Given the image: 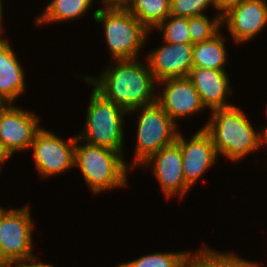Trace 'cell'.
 <instances>
[{
  "mask_svg": "<svg viewBox=\"0 0 267 267\" xmlns=\"http://www.w3.org/2000/svg\"><path fill=\"white\" fill-rule=\"evenodd\" d=\"M114 66L96 78L85 77L103 97L131 111L135 108L152 104L157 101L154 94L155 82L148 62L146 65L135 59L115 60ZM156 95V96H155Z\"/></svg>",
  "mask_w": 267,
  "mask_h": 267,
  "instance_id": "1",
  "label": "cell"
},
{
  "mask_svg": "<svg viewBox=\"0 0 267 267\" xmlns=\"http://www.w3.org/2000/svg\"><path fill=\"white\" fill-rule=\"evenodd\" d=\"M210 121L202 127L212 138L217 154L238 161L261 147L257 133L244 112L237 106L211 110Z\"/></svg>",
  "mask_w": 267,
  "mask_h": 267,
  "instance_id": "2",
  "label": "cell"
},
{
  "mask_svg": "<svg viewBox=\"0 0 267 267\" xmlns=\"http://www.w3.org/2000/svg\"><path fill=\"white\" fill-rule=\"evenodd\" d=\"M119 151L90 144L79 145L76 138L74 166H78L94 194L127 185V164Z\"/></svg>",
  "mask_w": 267,
  "mask_h": 267,
  "instance_id": "3",
  "label": "cell"
},
{
  "mask_svg": "<svg viewBox=\"0 0 267 267\" xmlns=\"http://www.w3.org/2000/svg\"><path fill=\"white\" fill-rule=\"evenodd\" d=\"M126 113L113 101L93 89L87 110L84 131L77 138L87 144L103 146L123 153V118Z\"/></svg>",
  "mask_w": 267,
  "mask_h": 267,
  "instance_id": "4",
  "label": "cell"
},
{
  "mask_svg": "<svg viewBox=\"0 0 267 267\" xmlns=\"http://www.w3.org/2000/svg\"><path fill=\"white\" fill-rule=\"evenodd\" d=\"M93 17L104 24L109 53L115 60L138 57L150 31L133 14L127 9L101 8Z\"/></svg>",
  "mask_w": 267,
  "mask_h": 267,
  "instance_id": "5",
  "label": "cell"
},
{
  "mask_svg": "<svg viewBox=\"0 0 267 267\" xmlns=\"http://www.w3.org/2000/svg\"><path fill=\"white\" fill-rule=\"evenodd\" d=\"M135 110L141 113L137 120V144L131 168L142 165L160 149L173 144L178 134L176 123L157 101L135 108L129 113Z\"/></svg>",
  "mask_w": 267,
  "mask_h": 267,
  "instance_id": "6",
  "label": "cell"
},
{
  "mask_svg": "<svg viewBox=\"0 0 267 267\" xmlns=\"http://www.w3.org/2000/svg\"><path fill=\"white\" fill-rule=\"evenodd\" d=\"M30 207L5 210L0 214V246L8 260H28L32 254L33 219Z\"/></svg>",
  "mask_w": 267,
  "mask_h": 267,
  "instance_id": "7",
  "label": "cell"
},
{
  "mask_svg": "<svg viewBox=\"0 0 267 267\" xmlns=\"http://www.w3.org/2000/svg\"><path fill=\"white\" fill-rule=\"evenodd\" d=\"M76 138L73 137L65 142L43 128L37 132L30 148L33 149V158L40 176H53L75 168Z\"/></svg>",
  "mask_w": 267,
  "mask_h": 267,
  "instance_id": "8",
  "label": "cell"
},
{
  "mask_svg": "<svg viewBox=\"0 0 267 267\" xmlns=\"http://www.w3.org/2000/svg\"><path fill=\"white\" fill-rule=\"evenodd\" d=\"M38 116L12 103L0 106V142L11 155L28 150L41 129Z\"/></svg>",
  "mask_w": 267,
  "mask_h": 267,
  "instance_id": "9",
  "label": "cell"
},
{
  "mask_svg": "<svg viewBox=\"0 0 267 267\" xmlns=\"http://www.w3.org/2000/svg\"><path fill=\"white\" fill-rule=\"evenodd\" d=\"M143 167L153 168V174L158 179L166 198L178 194L180 198L190 189L186 183L182 170V151L175 141L173 144L163 147L153 154L143 164Z\"/></svg>",
  "mask_w": 267,
  "mask_h": 267,
  "instance_id": "10",
  "label": "cell"
},
{
  "mask_svg": "<svg viewBox=\"0 0 267 267\" xmlns=\"http://www.w3.org/2000/svg\"><path fill=\"white\" fill-rule=\"evenodd\" d=\"M176 142L182 151L184 179L192 187L205 171L215 164L218 154L211 136L202 128L189 141L178 132Z\"/></svg>",
  "mask_w": 267,
  "mask_h": 267,
  "instance_id": "11",
  "label": "cell"
},
{
  "mask_svg": "<svg viewBox=\"0 0 267 267\" xmlns=\"http://www.w3.org/2000/svg\"><path fill=\"white\" fill-rule=\"evenodd\" d=\"M222 23L227 25L235 42H247L267 26V3L265 0H243L222 14Z\"/></svg>",
  "mask_w": 267,
  "mask_h": 267,
  "instance_id": "12",
  "label": "cell"
},
{
  "mask_svg": "<svg viewBox=\"0 0 267 267\" xmlns=\"http://www.w3.org/2000/svg\"><path fill=\"white\" fill-rule=\"evenodd\" d=\"M192 43H166L149 52L147 62L157 82L169 78L188 77L193 67Z\"/></svg>",
  "mask_w": 267,
  "mask_h": 267,
  "instance_id": "13",
  "label": "cell"
},
{
  "mask_svg": "<svg viewBox=\"0 0 267 267\" xmlns=\"http://www.w3.org/2000/svg\"><path fill=\"white\" fill-rule=\"evenodd\" d=\"M161 82L165 87L161 95H157V102L174 122L177 118L191 116L205 108L188 77L169 78L158 83Z\"/></svg>",
  "mask_w": 267,
  "mask_h": 267,
  "instance_id": "14",
  "label": "cell"
},
{
  "mask_svg": "<svg viewBox=\"0 0 267 267\" xmlns=\"http://www.w3.org/2000/svg\"><path fill=\"white\" fill-rule=\"evenodd\" d=\"M188 78L197 90L202 104L211 110L233 106L226 101L232 94L229 77L225 70L192 67Z\"/></svg>",
  "mask_w": 267,
  "mask_h": 267,
  "instance_id": "15",
  "label": "cell"
},
{
  "mask_svg": "<svg viewBox=\"0 0 267 267\" xmlns=\"http://www.w3.org/2000/svg\"><path fill=\"white\" fill-rule=\"evenodd\" d=\"M15 55L8 41L0 37V100L4 104L12 103L25 90L23 69Z\"/></svg>",
  "mask_w": 267,
  "mask_h": 267,
  "instance_id": "16",
  "label": "cell"
},
{
  "mask_svg": "<svg viewBox=\"0 0 267 267\" xmlns=\"http://www.w3.org/2000/svg\"><path fill=\"white\" fill-rule=\"evenodd\" d=\"M192 59L193 67L224 70L227 52L220 32L208 41L194 44Z\"/></svg>",
  "mask_w": 267,
  "mask_h": 267,
  "instance_id": "17",
  "label": "cell"
},
{
  "mask_svg": "<svg viewBox=\"0 0 267 267\" xmlns=\"http://www.w3.org/2000/svg\"><path fill=\"white\" fill-rule=\"evenodd\" d=\"M93 0H52L43 14L36 17V24L73 20L84 16Z\"/></svg>",
  "mask_w": 267,
  "mask_h": 267,
  "instance_id": "18",
  "label": "cell"
},
{
  "mask_svg": "<svg viewBox=\"0 0 267 267\" xmlns=\"http://www.w3.org/2000/svg\"><path fill=\"white\" fill-rule=\"evenodd\" d=\"M127 10L150 31L170 15V0H134Z\"/></svg>",
  "mask_w": 267,
  "mask_h": 267,
  "instance_id": "19",
  "label": "cell"
},
{
  "mask_svg": "<svg viewBox=\"0 0 267 267\" xmlns=\"http://www.w3.org/2000/svg\"><path fill=\"white\" fill-rule=\"evenodd\" d=\"M194 254L190 251L177 253H153L141 256L127 263H120L117 267H185Z\"/></svg>",
  "mask_w": 267,
  "mask_h": 267,
  "instance_id": "20",
  "label": "cell"
},
{
  "mask_svg": "<svg viewBox=\"0 0 267 267\" xmlns=\"http://www.w3.org/2000/svg\"><path fill=\"white\" fill-rule=\"evenodd\" d=\"M194 258L203 267H260L258 263L248 261L231 253H220L205 247L196 252Z\"/></svg>",
  "mask_w": 267,
  "mask_h": 267,
  "instance_id": "21",
  "label": "cell"
},
{
  "mask_svg": "<svg viewBox=\"0 0 267 267\" xmlns=\"http://www.w3.org/2000/svg\"><path fill=\"white\" fill-rule=\"evenodd\" d=\"M222 15L218 12L212 20L207 15L189 17V35L192 44L208 41L219 33Z\"/></svg>",
  "mask_w": 267,
  "mask_h": 267,
  "instance_id": "22",
  "label": "cell"
},
{
  "mask_svg": "<svg viewBox=\"0 0 267 267\" xmlns=\"http://www.w3.org/2000/svg\"><path fill=\"white\" fill-rule=\"evenodd\" d=\"M189 18L169 15L158 27L166 43H192L189 35Z\"/></svg>",
  "mask_w": 267,
  "mask_h": 267,
  "instance_id": "23",
  "label": "cell"
},
{
  "mask_svg": "<svg viewBox=\"0 0 267 267\" xmlns=\"http://www.w3.org/2000/svg\"><path fill=\"white\" fill-rule=\"evenodd\" d=\"M210 4L216 8L214 0H170V15L187 18L204 15Z\"/></svg>",
  "mask_w": 267,
  "mask_h": 267,
  "instance_id": "24",
  "label": "cell"
},
{
  "mask_svg": "<svg viewBox=\"0 0 267 267\" xmlns=\"http://www.w3.org/2000/svg\"><path fill=\"white\" fill-rule=\"evenodd\" d=\"M134 0H102L106 9H128Z\"/></svg>",
  "mask_w": 267,
  "mask_h": 267,
  "instance_id": "25",
  "label": "cell"
},
{
  "mask_svg": "<svg viewBox=\"0 0 267 267\" xmlns=\"http://www.w3.org/2000/svg\"><path fill=\"white\" fill-rule=\"evenodd\" d=\"M216 4L217 10L222 15L226 12L230 7L241 3L243 0H214Z\"/></svg>",
  "mask_w": 267,
  "mask_h": 267,
  "instance_id": "26",
  "label": "cell"
},
{
  "mask_svg": "<svg viewBox=\"0 0 267 267\" xmlns=\"http://www.w3.org/2000/svg\"><path fill=\"white\" fill-rule=\"evenodd\" d=\"M15 263L16 265H14ZM1 267H33V258L28 259V260H8V262Z\"/></svg>",
  "mask_w": 267,
  "mask_h": 267,
  "instance_id": "27",
  "label": "cell"
},
{
  "mask_svg": "<svg viewBox=\"0 0 267 267\" xmlns=\"http://www.w3.org/2000/svg\"><path fill=\"white\" fill-rule=\"evenodd\" d=\"M12 155L5 148V146L0 142V172H1V163L7 161Z\"/></svg>",
  "mask_w": 267,
  "mask_h": 267,
  "instance_id": "28",
  "label": "cell"
},
{
  "mask_svg": "<svg viewBox=\"0 0 267 267\" xmlns=\"http://www.w3.org/2000/svg\"><path fill=\"white\" fill-rule=\"evenodd\" d=\"M267 145V126L261 131V146Z\"/></svg>",
  "mask_w": 267,
  "mask_h": 267,
  "instance_id": "29",
  "label": "cell"
},
{
  "mask_svg": "<svg viewBox=\"0 0 267 267\" xmlns=\"http://www.w3.org/2000/svg\"><path fill=\"white\" fill-rule=\"evenodd\" d=\"M33 267H54V266H52L50 263L49 264H44V263H40V261L39 262H37V258L36 257H34L33 258Z\"/></svg>",
  "mask_w": 267,
  "mask_h": 267,
  "instance_id": "30",
  "label": "cell"
},
{
  "mask_svg": "<svg viewBox=\"0 0 267 267\" xmlns=\"http://www.w3.org/2000/svg\"><path fill=\"white\" fill-rule=\"evenodd\" d=\"M185 267H203L195 258H193Z\"/></svg>",
  "mask_w": 267,
  "mask_h": 267,
  "instance_id": "31",
  "label": "cell"
},
{
  "mask_svg": "<svg viewBox=\"0 0 267 267\" xmlns=\"http://www.w3.org/2000/svg\"><path fill=\"white\" fill-rule=\"evenodd\" d=\"M8 262V259L3 255L2 248L0 246V267L5 265Z\"/></svg>",
  "mask_w": 267,
  "mask_h": 267,
  "instance_id": "32",
  "label": "cell"
},
{
  "mask_svg": "<svg viewBox=\"0 0 267 267\" xmlns=\"http://www.w3.org/2000/svg\"><path fill=\"white\" fill-rule=\"evenodd\" d=\"M2 1H3V0H0V28H1V29H3V27H2L3 25H2V23H1V22H2V15H3V14H2V13H3V12H2V10H3V7H2V6H3V5H2Z\"/></svg>",
  "mask_w": 267,
  "mask_h": 267,
  "instance_id": "33",
  "label": "cell"
},
{
  "mask_svg": "<svg viewBox=\"0 0 267 267\" xmlns=\"http://www.w3.org/2000/svg\"><path fill=\"white\" fill-rule=\"evenodd\" d=\"M4 211L3 207L0 206V214Z\"/></svg>",
  "mask_w": 267,
  "mask_h": 267,
  "instance_id": "34",
  "label": "cell"
}]
</instances>
